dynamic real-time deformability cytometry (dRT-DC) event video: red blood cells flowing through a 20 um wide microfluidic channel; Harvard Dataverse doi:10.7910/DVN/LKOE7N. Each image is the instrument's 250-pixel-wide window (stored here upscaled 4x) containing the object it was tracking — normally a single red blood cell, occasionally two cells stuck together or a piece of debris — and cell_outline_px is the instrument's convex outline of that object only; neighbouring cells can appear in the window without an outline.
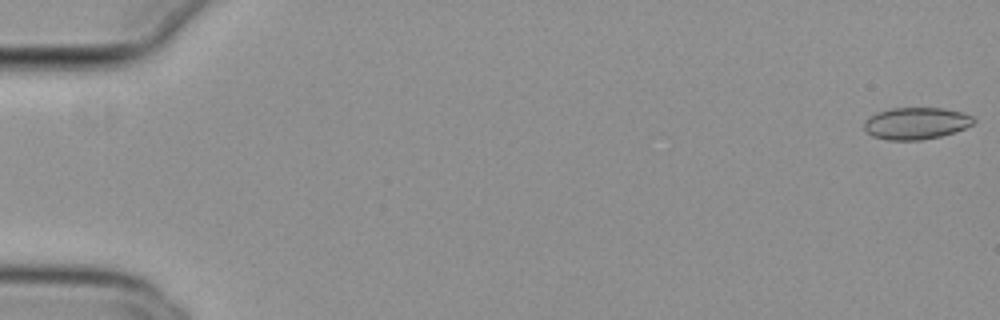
{"species": "common noctule bat (a hibernating species)", "species_latin": "Nyctalus noctula", "temperature_condition": "cold", "stored_images_in_passage": 55, "camera_frame_rate_fps": 3000, "um_per_image_px": 0.085, "animal": {"sex": "female", "body_mass_g": 29.2, "forearm_length_mm": 56.3}, "frame": {"image": 1, "passage_image": 1, "time_ms": 0.0, "image_size_px": [1000, 320], "cell_outline_px": [[976, 120], [972, 124], [964, 128], [940, 136], [920, 140], [888, 140], [872, 136], [864, 128], [864, 120], [876, 112], [892, 108], [944, 108], [964, 112], [972, 116]], "centroid_in_image_um": [77.85, 10.47], "position_along_channel_um": 7.1, "area_um2": 20.35}}
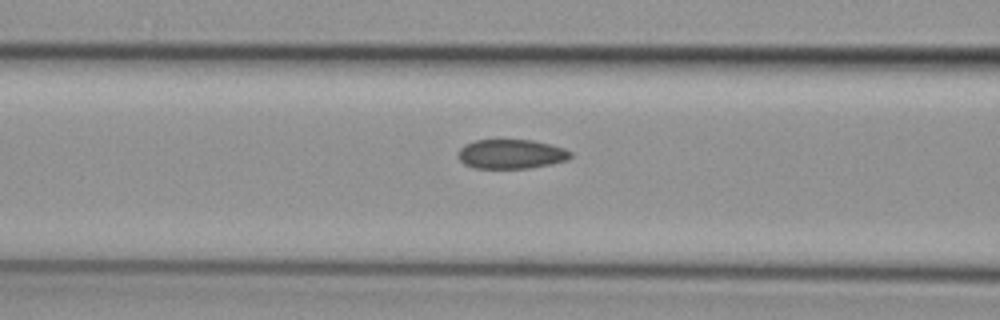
{"frame": {"image": 2, "passage_image": 23, "time_ms": 7.333, "image_size_px": [1000, 320], "cell_outline_px": [[572, 156], [568, 160], [552, 164], [528, 168], [472, 168], [464, 164], [456, 156], [460, 148], [464, 144], [476, 140], [532, 140], [552, 144], [564, 148], [572, 152]], "centroid_in_image_um": [43.45, 13.09], "position_along_channel_um": 123.2, "area_um2": 19.48}}
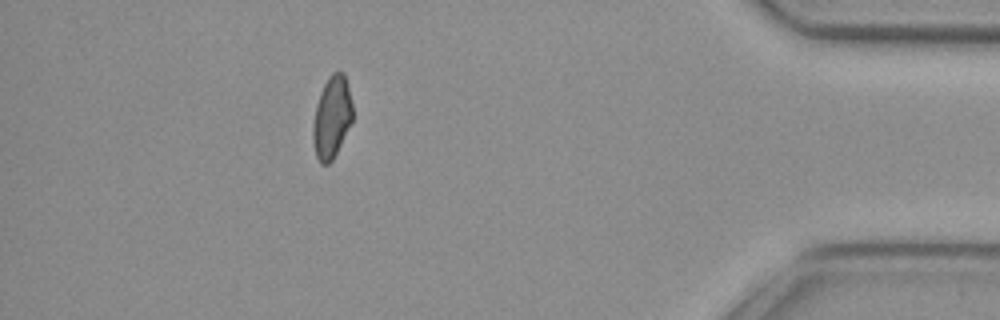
{"frame": {"image": 3, "passage_image": 49, "time_ms": 16.0, "image_size_px": [1000, 320], "cell_outline_px": [[352, 120], [332, 160], [328, 164], [320, 164], [316, 156], [312, 140], [312, 124], [316, 104], [320, 92], [328, 76], [332, 72], [344, 72], [352, 104]], "centroid_in_image_um": [28.17, 9.96], "position_along_channel_um": 407.0, "area_um2": 18.84}, "authors_computed_cell_mechanics": {"area_um2": 19.941, "velocity_mm_per_s": 3.8333, "shape_relaxation_time_tau1_ms": null, "shape_relaxation_time_tau2_ms": 2.3892, "deformation_change_tau1": null, "deformation_change_tau2": 0.0773}}